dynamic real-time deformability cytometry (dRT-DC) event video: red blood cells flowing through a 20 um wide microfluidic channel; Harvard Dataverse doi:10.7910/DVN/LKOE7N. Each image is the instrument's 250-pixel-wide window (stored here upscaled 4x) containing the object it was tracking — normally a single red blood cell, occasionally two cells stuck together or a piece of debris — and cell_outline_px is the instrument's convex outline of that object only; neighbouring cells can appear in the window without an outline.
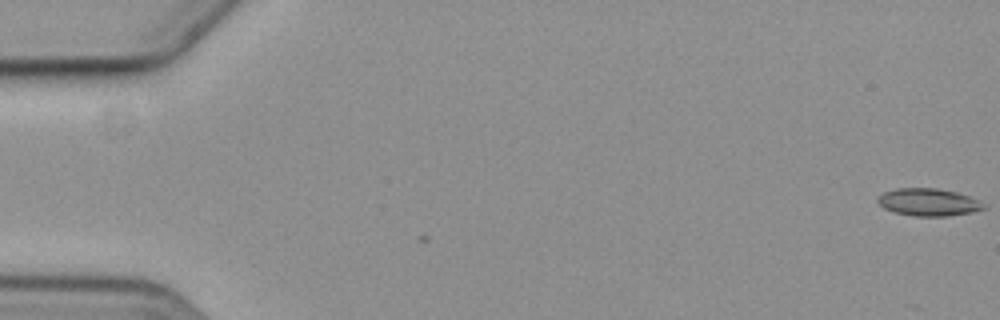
{"species": "common noctule bat (a hibernating species)", "species_latin": "Nyctalus noctula", "temperature_condition": "cold", "stored_images_in_passage": 5, "camera_frame_rate_fps": 3000, "um_per_image_px": 0.085, "animal": {"sex": "female", "body_mass_g": 19.3, "forearm_length_mm": 54.1}, "frame": {"image": 1, "passage_image": 5, "time_ms": 1.333, "image_size_px": [1000, 320], "cell_outline_px": [[984, 208], [968, 212], [948, 216], [912, 216], [896, 212], [884, 208], [876, 200], [876, 196], [884, 192], [896, 188], [936, 188], [956, 192], [980, 200]], "centroid_in_image_um": [78.85, 17.17], "position_along_channel_um": 6.1, "area_um2": 16.76}}